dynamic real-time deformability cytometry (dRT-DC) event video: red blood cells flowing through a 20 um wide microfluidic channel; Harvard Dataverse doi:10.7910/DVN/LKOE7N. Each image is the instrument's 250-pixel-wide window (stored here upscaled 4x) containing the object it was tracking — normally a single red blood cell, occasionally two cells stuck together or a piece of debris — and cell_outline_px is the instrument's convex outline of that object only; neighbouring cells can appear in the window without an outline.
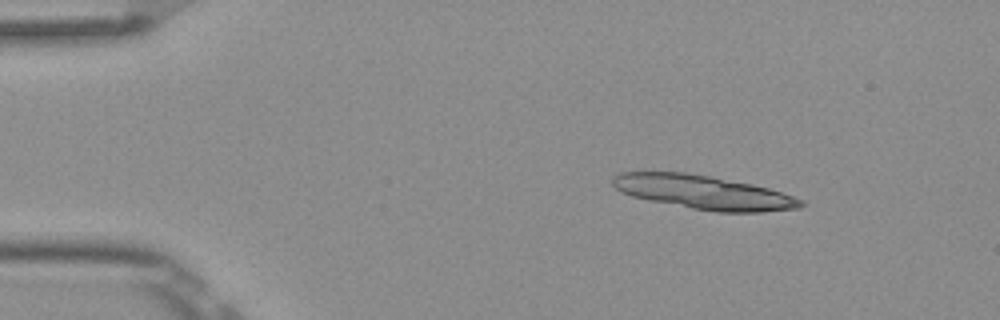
{"species": "Egyptian fruit bat (a non-hibernating species)", "species_latin": "Rousettus aegyptiacus", "temperature_condition": "room temperature", "stored_images_in_passage": 4, "camera_frame_rate_fps": 3000, "um_per_image_px": 0.085, "frame": {"image": 1, "passage_image": 1, "time_ms": 0.0, "image_size_px": [1000, 320], "cell_outline_px": [[804, 204], [800, 208], [760, 212], [716, 212], [692, 208], [632, 196], [620, 192], [612, 184], [612, 176], [620, 172], [684, 172], [708, 176], [752, 184], [768, 188], [804, 200]], "centroid_in_image_um": [59.79, 16.34], "position_along_channel_um": 25.2, "area_um2": 36.76}}
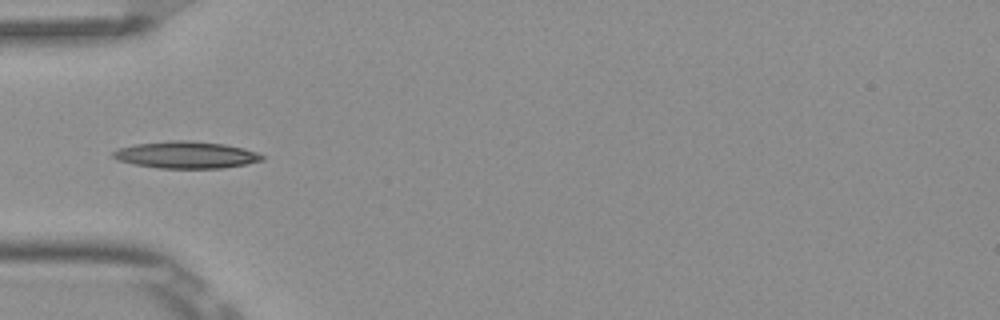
{"frame": {"image": 2, "passage_image": 4, "time_ms": 1.0, "image_size_px": [1000, 320], "cell_outline_px": [[264, 160], [248, 164], [220, 168], [156, 168], [116, 160], [112, 156], [112, 152], [120, 148], [136, 144], [168, 140], [188, 140], [224, 144], [244, 148], [256, 152], [264, 156]], "centroid_in_image_um": [15.83, 13.16], "position_along_channel_um": 69.2, "area_um2": 23.41}}